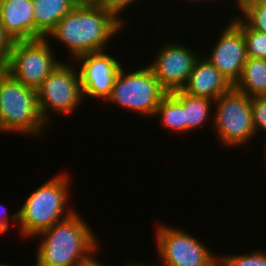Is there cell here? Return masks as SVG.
I'll return each instance as SVG.
<instances>
[{
    "label": "cell",
    "instance_id": "27",
    "mask_svg": "<svg viewBox=\"0 0 266 266\" xmlns=\"http://www.w3.org/2000/svg\"><path fill=\"white\" fill-rule=\"evenodd\" d=\"M80 6H103L106 0H74Z\"/></svg>",
    "mask_w": 266,
    "mask_h": 266
},
{
    "label": "cell",
    "instance_id": "1",
    "mask_svg": "<svg viewBox=\"0 0 266 266\" xmlns=\"http://www.w3.org/2000/svg\"><path fill=\"white\" fill-rule=\"evenodd\" d=\"M124 25L103 6L76 5L46 38L62 42L75 60L87 53L104 51Z\"/></svg>",
    "mask_w": 266,
    "mask_h": 266
},
{
    "label": "cell",
    "instance_id": "8",
    "mask_svg": "<svg viewBox=\"0 0 266 266\" xmlns=\"http://www.w3.org/2000/svg\"><path fill=\"white\" fill-rule=\"evenodd\" d=\"M47 38L14 41L7 61L9 74L27 87L37 90L62 60L54 58Z\"/></svg>",
    "mask_w": 266,
    "mask_h": 266
},
{
    "label": "cell",
    "instance_id": "28",
    "mask_svg": "<svg viewBox=\"0 0 266 266\" xmlns=\"http://www.w3.org/2000/svg\"><path fill=\"white\" fill-rule=\"evenodd\" d=\"M236 2L238 8H248L251 5L264 3L266 0H237Z\"/></svg>",
    "mask_w": 266,
    "mask_h": 266
},
{
    "label": "cell",
    "instance_id": "20",
    "mask_svg": "<svg viewBox=\"0 0 266 266\" xmlns=\"http://www.w3.org/2000/svg\"><path fill=\"white\" fill-rule=\"evenodd\" d=\"M241 19L253 30L266 33V2L239 8Z\"/></svg>",
    "mask_w": 266,
    "mask_h": 266
},
{
    "label": "cell",
    "instance_id": "14",
    "mask_svg": "<svg viewBox=\"0 0 266 266\" xmlns=\"http://www.w3.org/2000/svg\"><path fill=\"white\" fill-rule=\"evenodd\" d=\"M0 21L13 41L35 39L32 0H0Z\"/></svg>",
    "mask_w": 266,
    "mask_h": 266
},
{
    "label": "cell",
    "instance_id": "21",
    "mask_svg": "<svg viewBox=\"0 0 266 266\" xmlns=\"http://www.w3.org/2000/svg\"><path fill=\"white\" fill-rule=\"evenodd\" d=\"M222 266H266V253L253 251L244 255L219 256Z\"/></svg>",
    "mask_w": 266,
    "mask_h": 266
},
{
    "label": "cell",
    "instance_id": "29",
    "mask_svg": "<svg viewBox=\"0 0 266 266\" xmlns=\"http://www.w3.org/2000/svg\"><path fill=\"white\" fill-rule=\"evenodd\" d=\"M80 266H103V264H101V262L97 261L95 258V255H94L88 261H86L85 263H83Z\"/></svg>",
    "mask_w": 266,
    "mask_h": 266
},
{
    "label": "cell",
    "instance_id": "24",
    "mask_svg": "<svg viewBox=\"0 0 266 266\" xmlns=\"http://www.w3.org/2000/svg\"><path fill=\"white\" fill-rule=\"evenodd\" d=\"M14 41L6 33L3 24L0 21V57L8 58V55L13 47Z\"/></svg>",
    "mask_w": 266,
    "mask_h": 266
},
{
    "label": "cell",
    "instance_id": "15",
    "mask_svg": "<svg viewBox=\"0 0 266 266\" xmlns=\"http://www.w3.org/2000/svg\"><path fill=\"white\" fill-rule=\"evenodd\" d=\"M35 39L46 38L57 23L75 6L74 0H32Z\"/></svg>",
    "mask_w": 266,
    "mask_h": 266
},
{
    "label": "cell",
    "instance_id": "7",
    "mask_svg": "<svg viewBox=\"0 0 266 266\" xmlns=\"http://www.w3.org/2000/svg\"><path fill=\"white\" fill-rule=\"evenodd\" d=\"M216 111L212 128L227 147L249 143L256 134L253 126L251 97L232 88L214 100Z\"/></svg>",
    "mask_w": 266,
    "mask_h": 266
},
{
    "label": "cell",
    "instance_id": "3",
    "mask_svg": "<svg viewBox=\"0 0 266 266\" xmlns=\"http://www.w3.org/2000/svg\"><path fill=\"white\" fill-rule=\"evenodd\" d=\"M69 177L66 173L56 175L27 197L18 211L19 232L24 238L34 237L75 212L67 206Z\"/></svg>",
    "mask_w": 266,
    "mask_h": 266
},
{
    "label": "cell",
    "instance_id": "12",
    "mask_svg": "<svg viewBox=\"0 0 266 266\" xmlns=\"http://www.w3.org/2000/svg\"><path fill=\"white\" fill-rule=\"evenodd\" d=\"M221 33L210 56L205 58L234 85L248 58L246 41L242 31L231 20Z\"/></svg>",
    "mask_w": 266,
    "mask_h": 266
},
{
    "label": "cell",
    "instance_id": "17",
    "mask_svg": "<svg viewBox=\"0 0 266 266\" xmlns=\"http://www.w3.org/2000/svg\"><path fill=\"white\" fill-rule=\"evenodd\" d=\"M233 88L249 97L266 96V59L248 57Z\"/></svg>",
    "mask_w": 266,
    "mask_h": 266
},
{
    "label": "cell",
    "instance_id": "33",
    "mask_svg": "<svg viewBox=\"0 0 266 266\" xmlns=\"http://www.w3.org/2000/svg\"><path fill=\"white\" fill-rule=\"evenodd\" d=\"M0 266H12V265H8V264H0Z\"/></svg>",
    "mask_w": 266,
    "mask_h": 266
},
{
    "label": "cell",
    "instance_id": "5",
    "mask_svg": "<svg viewBox=\"0 0 266 266\" xmlns=\"http://www.w3.org/2000/svg\"><path fill=\"white\" fill-rule=\"evenodd\" d=\"M120 68L115 77L111 95L107 101L140 115L153 117L162 98L168 93L160 84L152 69L137 68L124 72Z\"/></svg>",
    "mask_w": 266,
    "mask_h": 266
},
{
    "label": "cell",
    "instance_id": "13",
    "mask_svg": "<svg viewBox=\"0 0 266 266\" xmlns=\"http://www.w3.org/2000/svg\"><path fill=\"white\" fill-rule=\"evenodd\" d=\"M232 88L230 81L214 65L206 58L199 57L182 90L189 95L215 100Z\"/></svg>",
    "mask_w": 266,
    "mask_h": 266
},
{
    "label": "cell",
    "instance_id": "19",
    "mask_svg": "<svg viewBox=\"0 0 266 266\" xmlns=\"http://www.w3.org/2000/svg\"><path fill=\"white\" fill-rule=\"evenodd\" d=\"M240 16L233 17L231 21L242 31L246 41L247 56L266 59V33L251 29Z\"/></svg>",
    "mask_w": 266,
    "mask_h": 266
},
{
    "label": "cell",
    "instance_id": "11",
    "mask_svg": "<svg viewBox=\"0 0 266 266\" xmlns=\"http://www.w3.org/2000/svg\"><path fill=\"white\" fill-rule=\"evenodd\" d=\"M105 52L87 53L75 59V63H81L78 71L84 99L89 96L106 101L111 95L115 77L123 64Z\"/></svg>",
    "mask_w": 266,
    "mask_h": 266
},
{
    "label": "cell",
    "instance_id": "2",
    "mask_svg": "<svg viewBox=\"0 0 266 266\" xmlns=\"http://www.w3.org/2000/svg\"><path fill=\"white\" fill-rule=\"evenodd\" d=\"M38 235L43 237L34 266H80L100 248L90 225L77 211Z\"/></svg>",
    "mask_w": 266,
    "mask_h": 266
},
{
    "label": "cell",
    "instance_id": "25",
    "mask_svg": "<svg viewBox=\"0 0 266 266\" xmlns=\"http://www.w3.org/2000/svg\"><path fill=\"white\" fill-rule=\"evenodd\" d=\"M0 234L7 232L9 229V224L14 220L18 222V212L8 215V210L0 204ZM9 219V220H8ZM11 219V222H9Z\"/></svg>",
    "mask_w": 266,
    "mask_h": 266
},
{
    "label": "cell",
    "instance_id": "31",
    "mask_svg": "<svg viewBox=\"0 0 266 266\" xmlns=\"http://www.w3.org/2000/svg\"><path fill=\"white\" fill-rule=\"evenodd\" d=\"M213 266H222L221 262L218 260Z\"/></svg>",
    "mask_w": 266,
    "mask_h": 266
},
{
    "label": "cell",
    "instance_id": "10",
    "mask_svg": "<svg viewBox=\"0 0 266 266\" xmlns=\"http://www.w3.org/2000/svg\"><path fill=\"white\" fill-rule=\"evenodd\" d=\"M200 57L192 48L180 43L164 44L152 64L148 65L161 86L169 93L181 90L188 82L195 61Z\"/></svg>",
    "mask_w": 266,
    "mask_h": 266
},
{
    "label": "cell",
    "instance_id": "9",
    "mask_svg": "<svg viewBox=\"0 0 266 266\" xmlns=\"http://www.w3.org/2000/svg\"><path fill=\"white\" fill-rule=\"evenodd\" d=\"M156 228L158 255L165 266H213L219 260L191 233L170 225Z\"/></svg>",
    "mask_w": 266,
    "mask_h": 266
},
{
    "label": "cell",
    "instance_id": "4",
    "mask_svg": "<svg viewBox=\"0 0 266 266\" xmlns=\"http://www.w3.org/2000/svg\"><path fill=\"white\" fill-rule=\"evenodd\" d=\"M46 125L38 108L37 91L8 74L0 86V133L34 137L42 135Z\"/></svg>",
    "mask_w": 266,
    "mask_h": 266
},
{
    "label": "cell",
    "instance_id": "30",
    "mask_svg": "<svg viewBox=\"0 0 266 266\" xmlns=\"http://www.w3.org/2000/svg\"><path fill=\"white\" fill-rule=\"evenodd\" d=\"M127 266H165V265H164L162 262H161L160 265L145 264V263H142V262L139 264V263H137V262H136V263L133 262V263H130V264L128 263Z\"/></svg>",
    "mask_w": 266,
    "mask_h": 266
},
{
    "label": "cell",
    "instance_id": "26",
    "mask_svg": "<svg viewBox=\"0 0 266 266\" xmlns=\"http://www.w3.org/2000/svg\"><path fill=\"white\" fill-rule=\"evenodd\" d=\"M8 74H9L8 61L6 58L0 57V86Z\"/></svg>",
    "mask_w": 266,
    "mask_h": 266
},
{
    "label": "cell",
    "instance_id": "23",
    "mask_svg": "<svg viewBox=\"0 0 266 266\" xmlns=\"http://www.w3.org/2000/svg\"><path fill=\"white\" fill-rule=\"evenodd\" d=\"M137 0H106L103 4L109 12H111L118 20H120L123 24L125 21L119 15L120 13L125 12V8L131 6V4Z\"/></svg>",
    "mask_w": 266,
    "mask_h": 266
},
{
    "label": "cell",
    "instance_id": "32",
    "mask_svg": "<svg viewBox=\"0 0 266 266\" xmlns=\"http://www.w3.org/2000/svg\"><path fill=\"white\" fill-rule=\"evenodd\" d=\"M188 1H190V2H192V1H195V2H198L199 0H188ZM200 1H202V0H200ZM204 2H206V1H208V0H203ZM209 1H211V0H209ZM212 1H214V0H212ZM216 2H217V0H216Z\"/></svg>",
    "mask_w": 266,
    "mask_h": 266
},
{
    "label": "cell",
    "instance_id": "6",
    "mask_svg": "<svg viewBox=\"0 0 266 266\" xmlns=\"http://www.w3.org/2000/svg\"><path fill=\"white\" fill-rule=\"evenodd\" d=\"M75 69L61 61L36 90L40 115L46 124L53 122L49 115L52 110L64 116L82 105L80 74Z\"/></svg>",
    "mask_w": 266,
    "mask_h": 266
},
{
    "label": "cell",
    "instance_id": "16",
    "mask_svg": "<svg viewBox=\"0 0 266 266\" xmlns=\"http://www.w3.org/2000/svg\"><path fill=\"white\" fill-rule=\"evenodd\" d=\"M169 93L183 106L185 132L200 128L211 117L209 114H213L211 107H213L214 100L212 99L189 95L182 89Z\"/></svg>",
    "mask_w": 266,
    "mask_h": 266
},
{
    "label": "cell",
    "instance_id": "22",
    "mask_svg": "<svg viewBox=\"0 0 266 266\" xmlns=\"http://www.w3.org/2000/svg\"><path fill=\"white\" fill-rule=\"evenodd\" d=\"M251 108L256 134L261 130L266 132V96L251 97Z\"/></svg>",
    "mask_w": 266,
    "mask_h": 266
},
{
    "label": "cell",
    "instance_id": "18",
    "mask_svg": "<svg viewBox=\"0 0 266 266\" xmlns=\"http://www.w3.org/2000/svg\"><path fill=\"white\" fill-rule=\"evenodd\" d=\"M154 116H160L164 128L177 133L185 132L183 106L170 93L162 98Z\"/></svg>",
    "mask_w": 266,
    "mask_h": 266
}]
</instances>
